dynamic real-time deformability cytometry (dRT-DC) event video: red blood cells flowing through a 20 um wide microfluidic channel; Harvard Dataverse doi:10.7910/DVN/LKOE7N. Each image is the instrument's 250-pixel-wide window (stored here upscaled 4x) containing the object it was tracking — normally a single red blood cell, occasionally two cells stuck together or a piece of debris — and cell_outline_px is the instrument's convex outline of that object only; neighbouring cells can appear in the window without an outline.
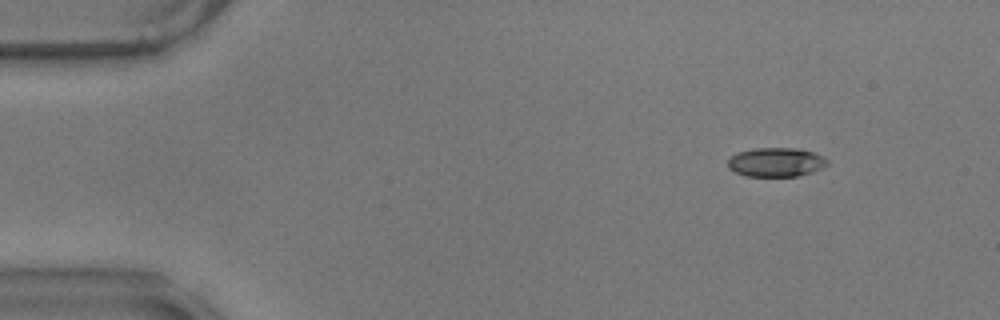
{"species": "common noctule bat (a hibernating species)", "species_latin": "Nyctalus noctula", "temperature_condition": "warm", "stored_images_in_passage": 52, "camera_frame_rate_fps": 3000, "um_per_image_px": 0.085, "animal": {"sex": "male", "body_mass_g": 17.9}, "frame": {"image": 1, "passage_image": 1, "time_ms": 0.0, "image_size_px": [1000, 320], "cell_outline_px": [[828, 164], [824, 168], [800, 176], [744, 176], [728, 168], [728, 160], [736, 152], [752, 148], [796, 148], [812, 152], [824, 156], [828, 160]], "centroid_in_image_um": [65.97, 13.78], "position_along_channel_um": 19.0, "area_um2": 17.05}}
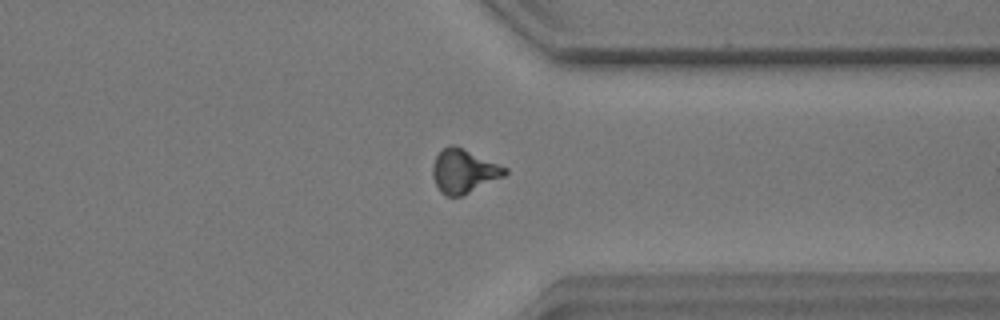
{"frame": {"image": 2, "passage_image": 39, "time_ms": 12.667, "image_size_px": [1000, 320], "cell_outline_px": [[508, 172], [504, 176], [460, 196], [448, 196], [440, 192], [432, 176], [432, 164], [436, 156], [448, 144], [456, 144], [508, 168]], "centroid_in_image_um": [39.41, 14.51], "position_along_channel_um": 372.0, "area_um2": 18.44}}
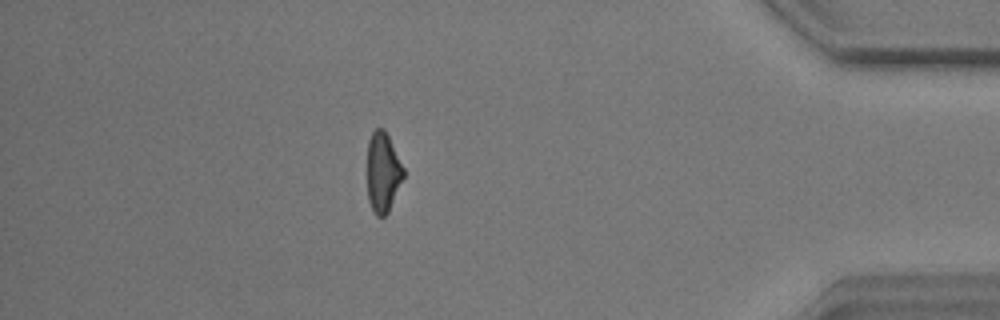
{"frame": {"image": 3, "passage_image": 45, "time_ms": 14.667, "image_size_px": [1000, 320], "cell_outline_px": [[404, 176], [388, 212], [384, 216], [376, 216], [372, 212], [368, 200], [368, 140], [372, 132], [376, 128], [384, 128], [404, 168]], "centroid_in_image_um": [32.54, 14.65], "position_along_channel_um": 402.7, "area_um2": 16.76}, "authors_computed_cell_mechanics": {"area_um2": 17.7157, "velocity_mm_per_s": 3.511, "shape_relaxation_time_tau1_ms": 5.7636, "shape_relaxation_time_tau2_ms": 2.1856, "deformation_change_tau1": 0.177, "deformation_change_tau2": 0.0977}}